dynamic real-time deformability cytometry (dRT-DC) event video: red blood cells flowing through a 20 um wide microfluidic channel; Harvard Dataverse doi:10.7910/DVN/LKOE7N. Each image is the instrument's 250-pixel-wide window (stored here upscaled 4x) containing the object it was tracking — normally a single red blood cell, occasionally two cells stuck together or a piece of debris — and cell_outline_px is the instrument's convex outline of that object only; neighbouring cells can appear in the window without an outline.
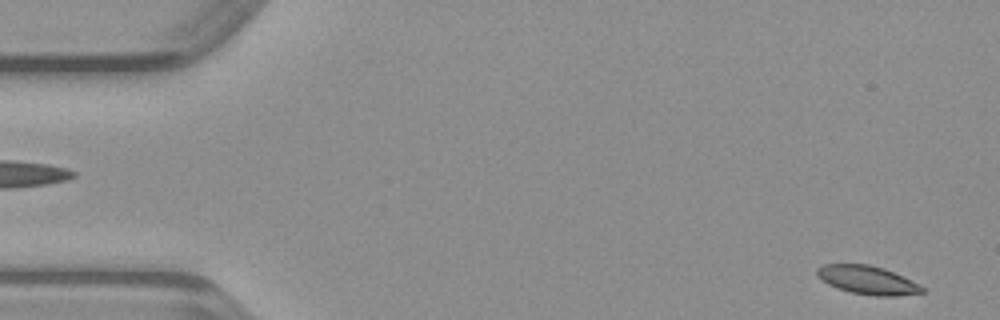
{"species": "common noctule bat (a hibernating species)", "species_latin": "Nyctalus noctula", "temperature_condition": "warm", "stored_images_in_passage": 48, "camera_frame_rate_fps": 3000, "um_per_image_px": 0.085, "animal": {"sex": "male", "body_mass_g": 23.1, "forearm_length_mm": 52.7}, "frame": {"image": 1, "passage_image": 2, "time_ms": 0.333, "image_size_px": [1000, 320], "cell_outline_px": [[924, 292], [896, 296], [876, 296], [852, 292], [836, 288], [828, 284], [816, 276], [816, 268], [824, 264], [868, 264], [884, 268], [924, 288]], "centroid_in_image_um": [73.66, 23.8], "position_along_channel_um": 11.3, "area_um2": 17.17}}
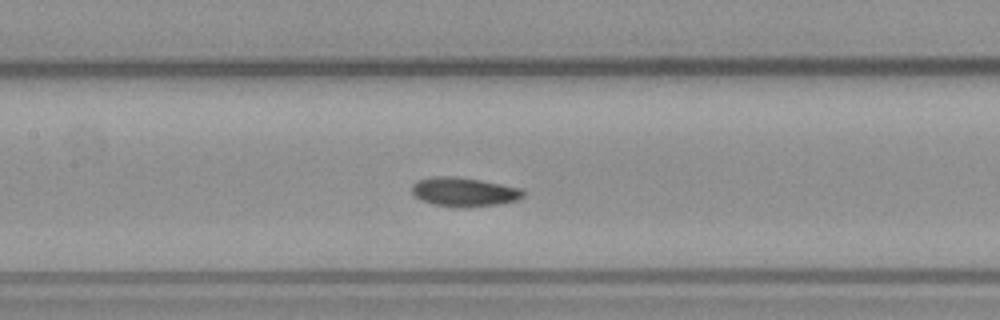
{"frame": {"image": 2, "passage_image": 22, "time_ms": 7.0, "image_size_px": [1000, 320], "cell_outline_px": [[524, 196], [516, 200], [500, 204], [432, 204], [420, 200], [412, 192], [412, 184], [416, 180], [432, 176], [456, 176], [480, 180], [524, 188]], "centroid_in_image_um": [39.44, 16.25], "position_along_channel_um": 168.0, "area_um2": 18.15}}
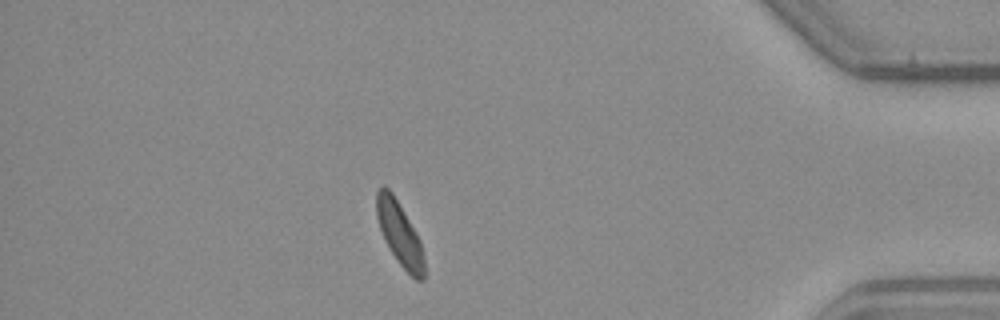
{"frame": {"image": 3, "passage_image": 42, "time_ms": 13.667, "image_size_px": [1000, 320], "cell_outline_px": [[424, 280], [416, 280], [396, 260], [384, 240], [376, 216], [376, 192], [384, 184], [392, 192], [416, 232], [420, 240], [424, 260]], "centroid_in_image_um": [33.95, 19.85], "position_along_channel_um": 401.2, "area_um2": 17.51}}